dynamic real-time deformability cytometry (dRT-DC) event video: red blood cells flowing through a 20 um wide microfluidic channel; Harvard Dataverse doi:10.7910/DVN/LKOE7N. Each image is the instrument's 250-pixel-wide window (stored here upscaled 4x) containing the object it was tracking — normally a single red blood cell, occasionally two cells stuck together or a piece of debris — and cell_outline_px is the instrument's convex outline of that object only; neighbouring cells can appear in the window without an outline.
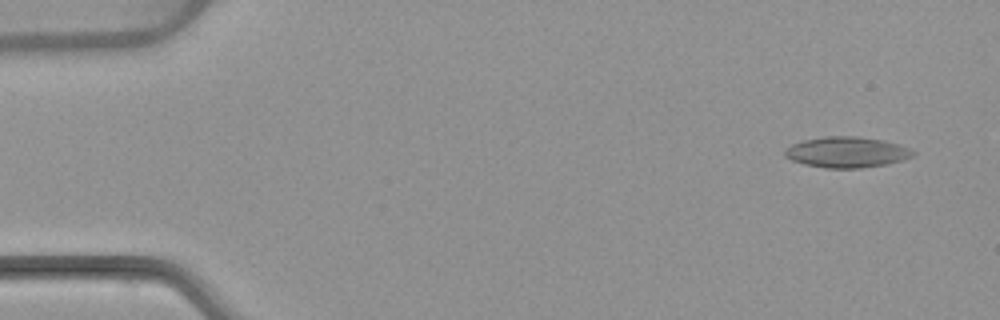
{"species": "common noctule bat (a hibernating species)", "species_latin": "Nyctalus noctula", "temperature_condition": "warm", "stored_images_in_passage": 4, "camera_frame_rate_fps": 3000, "um_per_image_px": 0.085, "animal": {"sex": "female", "body_mass_g": 22.7, "forearm_length_mm": 54.2}, "frame": {"image": 1, "passage_image": 1, "time_ms": 0.0, "image_size_px": [1000, 320], "cell_outline_px": [[916, 152], [912, 156], [904, 160], [888, 164], [860, 168], [828, 168], [804, 164], [792, 160], [784, 156], [784, 152], [792, 144], [804, 140], [824, 136], [852, 136], [884, 140], [900, 144]], "centroid_in_image_um": [72.0, 12.94], "position_along_channel_um": 13.0, "area_um2": 22.95}}
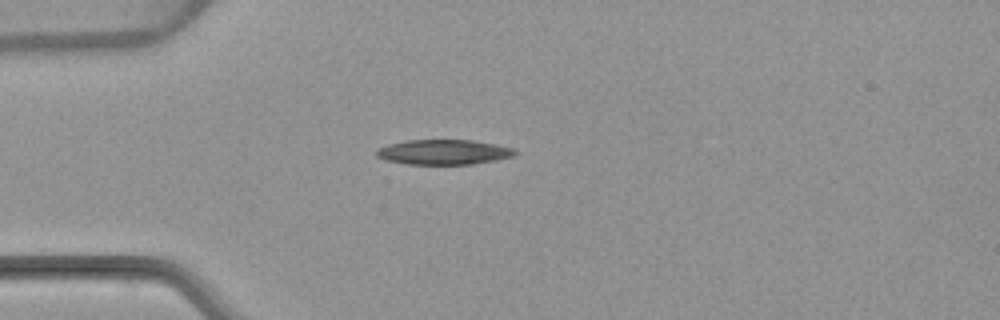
{"frame": {"image": 2, "passage_image": 4, "time_ms": 3.667, "image_size_px": [1000, 320], "cell_outline_px": [[516, 156], [496, 160], [472, 164], [408, 164], [384, 160], [376, 156], [376, 152], [380, 148], [388, 144], [408, 140], [472, 140], [496, 144], [516, 148]], "centroid_in_image_um": [37.75, 12.93], "position_along_channel_um": 47.2, "area_um2": 20.23}}